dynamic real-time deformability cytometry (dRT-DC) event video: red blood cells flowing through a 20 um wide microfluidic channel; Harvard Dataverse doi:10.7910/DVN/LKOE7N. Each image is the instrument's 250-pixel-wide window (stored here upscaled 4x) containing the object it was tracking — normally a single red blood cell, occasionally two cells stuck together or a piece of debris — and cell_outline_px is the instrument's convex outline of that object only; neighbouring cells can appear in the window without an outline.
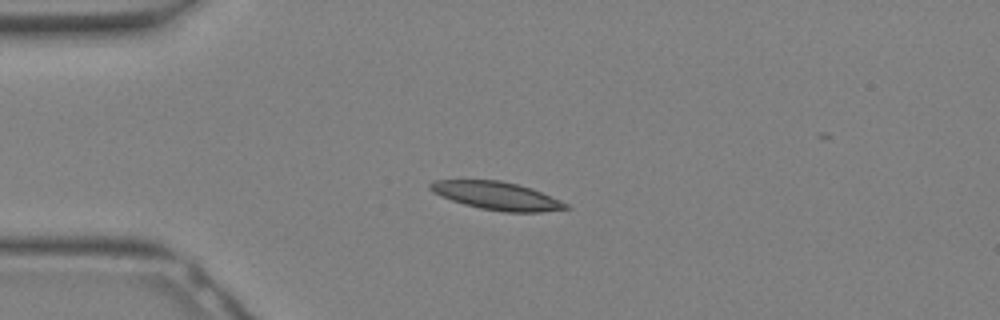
{"species": "Egyptian fruit bat (a non-hibernating species)", "species_latin": "Rousettus aegyptiacus", "temperature_condition": "warm", "stored_images_in_passage": 10, "camera_frame_rate_fps": 3000, "um_per_image_px": 0.085, "animal": {"sex": "female"}, "frame": {"image": 1, "passage_image": 8, "time_ms": 2.333, "image_size_px": [1000, 320], "cell_outline_px": [[572, 208], [540, 212], [504, 212], [480, 208], [464, 204], [452, 200], [432, 192], [428, 188], [428, 184], [436, 180], [500, 180], [532, 188], [560, 200], [568, 204]], "centroid_in_image_um": [42.24, 16.64], "position_along_channel_um": 42.8, "area_um2": 22.08}}